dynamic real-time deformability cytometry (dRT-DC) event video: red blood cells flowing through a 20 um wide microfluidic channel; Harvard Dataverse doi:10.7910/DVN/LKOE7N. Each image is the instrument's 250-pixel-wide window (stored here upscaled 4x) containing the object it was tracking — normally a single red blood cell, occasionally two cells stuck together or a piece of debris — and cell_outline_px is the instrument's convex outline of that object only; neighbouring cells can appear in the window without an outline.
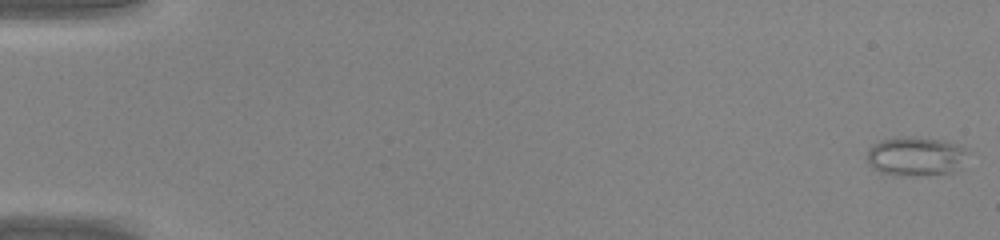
{"species": "common noctule bat (a hibernating species)", "species_latin": "Nyctalus noctula", "temperature_condition": "warm", "stored_images_in_passage": 46, "camera_frame_rate_fps": 3000, "um_per_image_px": 0.085, "animal": {"sex": "male", "body_mass_g": 20.0, "forearm_length_mm": 53.3}, "frame": {"image": 1, "passage_image": 1, "time_ms": 0.0, "image_size_px": [1000, 240], "cell_outline_px": [[972, 152], [964, 168], [952, 172], [912, 176], [896, 176], [880, 172], [868, 160], [868, 148], [872, 144], [880, 140], [908, 136], [912, 136], [944, 140], [960, 144]], "centroid_in_image_um": [77.98, 13.28], "position_along_channel_um": 7.0, "area_um2": 23.7}}
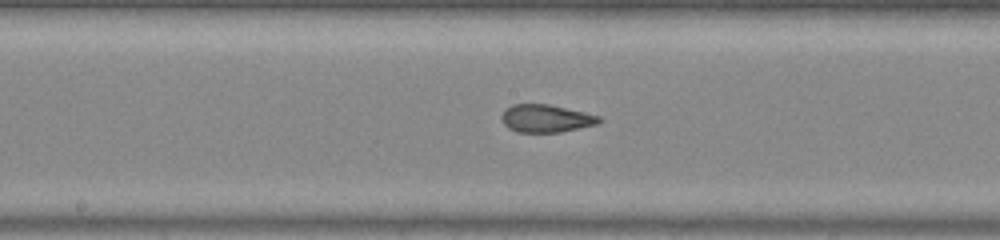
{"frame": {"image": 2, "passage_image": 25, "time_ms": 8.0, "image_size_px": [1000, 240], "cell_outline_px": [[604, 120], [596, 124], [580, 128], [560, 132], [516, 132], [508, 128], [504, 124], [500, 116], [504, 108], [512, 104], [548, 104], [584, 112], [600, 116]], "centroid_in_image_um": [46.38, 10.06], "position_along_channel_um": 201.8, "area_um2": 15.9}}
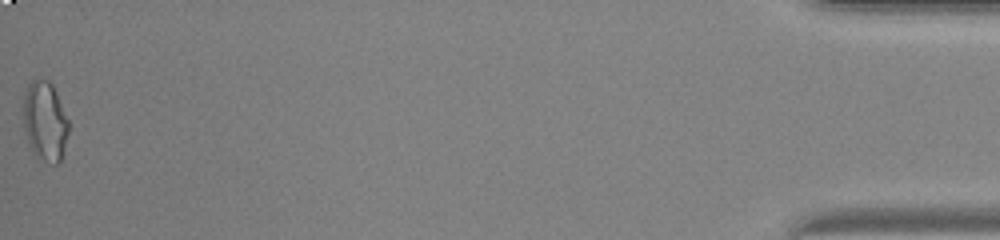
{"frame": {"image": 3, "passage_image": 46, "time_ms": 15.0, "image_size_px": [1000, 240], "cell_outline_px": [[68, 132], [64, 148], [60, 160], [56, 164], [52, 164], [36, 160], [32, 152], [24, 128], [24, 96], [28, 84], [32, 80], [48, 80], [52, 84], [56, 92], [68, 120]], "centroid_in_image_um": [3.81, 10.35], "position_along_channel_um": 431.4, "area_um2": 20.92}}